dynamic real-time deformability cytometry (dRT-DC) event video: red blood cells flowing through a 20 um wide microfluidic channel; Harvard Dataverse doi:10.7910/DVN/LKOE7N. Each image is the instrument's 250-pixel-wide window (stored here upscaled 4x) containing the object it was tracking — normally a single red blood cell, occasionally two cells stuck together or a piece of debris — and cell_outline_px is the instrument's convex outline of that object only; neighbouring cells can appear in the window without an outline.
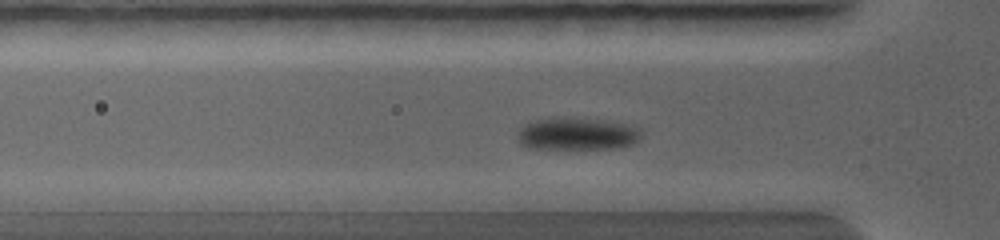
{"species": "common noctule bat (a hibernating species)", "species_latin": "Nyctalus noctula", "temperature_condition": "warm", "stored_images_in_passage": 32, "camera_frame_rate_fps": 5000, "um_per_image_px": 0.085, "animal": {"sex": "female", "body_mass_g": 19.0, "forearm_length_mm": 56.7}, "frame": {"image": 1, "passage_image": 8, "time_ms": 2.0, "image_size_px": [1000, 240], "cell_outline_px": [[640, 136], [636, 144], [620, 148], [584, 152], [556, 152], [524, 148], [520, 144], [520, 132], [524, 128], [532, 124], [552, 120], [580, 120], [604, 124], [624, 128]], "centroid_in_image_um": [48.91, 11.61], "position_along_channel_um": 76.9, "area_um2": 22.02}}
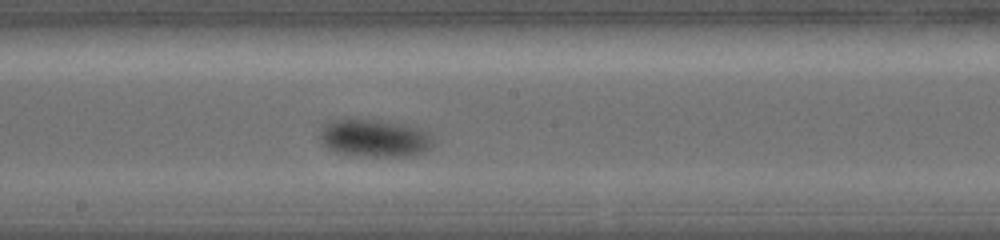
{"frame": {"image": 2, "passage_image": 17, "time_ms": 4.6, "image_size_px": [1000, 240], "cell_outline_px": [[432, 148], [416, 156], [356, 156], [336, 152], [328, 148], [324, 144], [324, 132], [332, 124], [340, 120], [360, 120], [400, 128], [412, 132], [428, 140], [432, 144]], "centroid_in_image_um": [31.74, 11.88], "position_along_channel_um": 216.5, "area_um2": 21.62}}
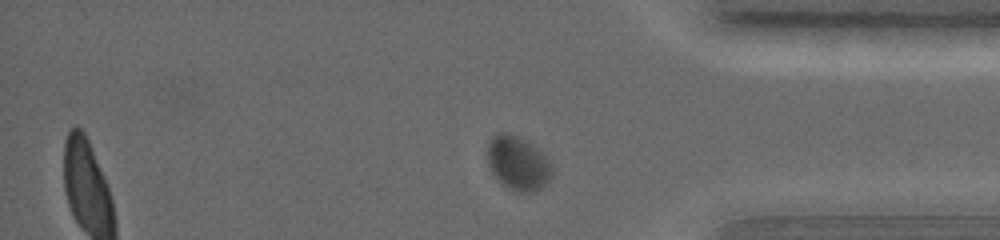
{"frame": {"image": 3, "passage_image": 29, "time_ms": 8.0, "image_size_px": [1000, 240], "cell_outline_px": [[552, 176], [536, 192], [516, 192], [508, 188], [496, 176], [492, 164], [492, 140], [496, 136], [508, 136], [516, 140], [548, 164], [552, 172]], "centroid_in_image_um": [44.07, 14.09], "position_along_channel_um": 391.1, "area_um2": 16.94}}